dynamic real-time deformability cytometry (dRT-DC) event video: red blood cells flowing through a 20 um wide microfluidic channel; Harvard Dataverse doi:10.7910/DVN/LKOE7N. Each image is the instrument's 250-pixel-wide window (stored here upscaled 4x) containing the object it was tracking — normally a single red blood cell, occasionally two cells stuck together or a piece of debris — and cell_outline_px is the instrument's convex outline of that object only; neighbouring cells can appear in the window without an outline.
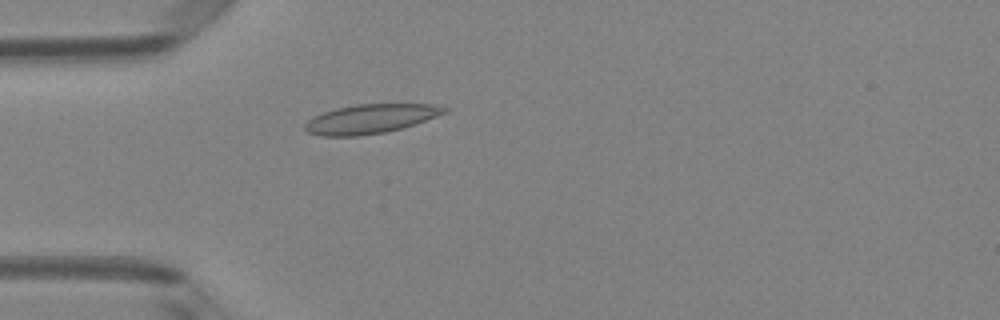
{"species": "Egyptian fruit bat (a non-hibernating species)", "species_latin": "Rousettus aegyptiacus", "temperature_condition": "room temperature", "stored_images_in_passage": 5, "camera_frame_rate_fps": 3000, "um_per_image_px": 0.085, "animal": {"sex": "female"}, "frame": {"image": 1, "passage_image": 5, "time_ms": 1.333, "image_size_px": [1000, 320], "cell_outline_px": [[448, 112], [416, 124], [384, 132], [360, 136], [320, 136], [308, 132], [304, 128], [304, 124], [312, 116], [336, 108], [356, 104], [432, 104], [448, 108]], "centroid_in_image_um": [31.48, 10.1], "position_along_channel_um": 53.5, "area_um2": 23.76}}